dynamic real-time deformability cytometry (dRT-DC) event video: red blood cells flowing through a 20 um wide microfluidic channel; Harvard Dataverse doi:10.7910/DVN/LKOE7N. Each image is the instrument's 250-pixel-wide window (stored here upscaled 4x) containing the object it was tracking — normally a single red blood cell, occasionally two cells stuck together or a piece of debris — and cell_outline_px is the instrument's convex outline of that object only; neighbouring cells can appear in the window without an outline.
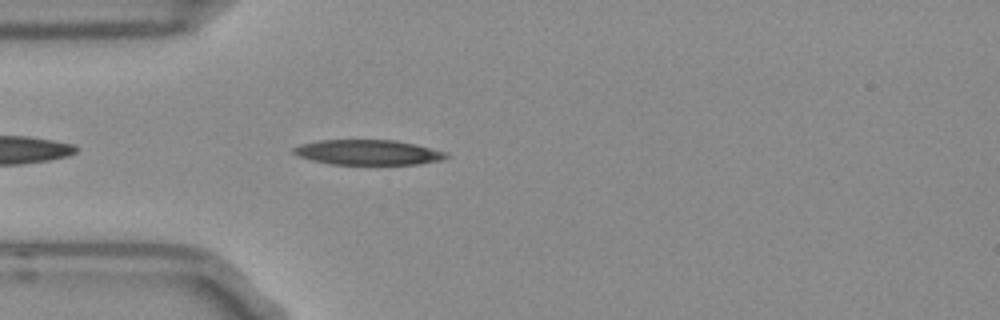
{"species": "Egyptian fruit bat (a non-hibernating species)", "species_latin": "Rousettus aegyptiacus", "temperature_condition": "room temperature", "stored_images_in_passage": 16, "camera_frame_rate_fps": 3000, "um_per_image_px": 0.085, "frame": {"image": 1, "passage_image": 3, "time_ms": 0.667, "image_size_px": [1000, 320], "cell_outline_px": [[452, 156], [444, 160], [416, 164], [328, 164], [312, 160], [300, 156], [292, 152], [292, 148], [300, 144], [320, 140], [396, 140], [416, 144], [448, 152]], "centroid_in_image_um": [31.34, 12.95], "position_along_channel_um": 53.7, "area_um2": 22.48}}
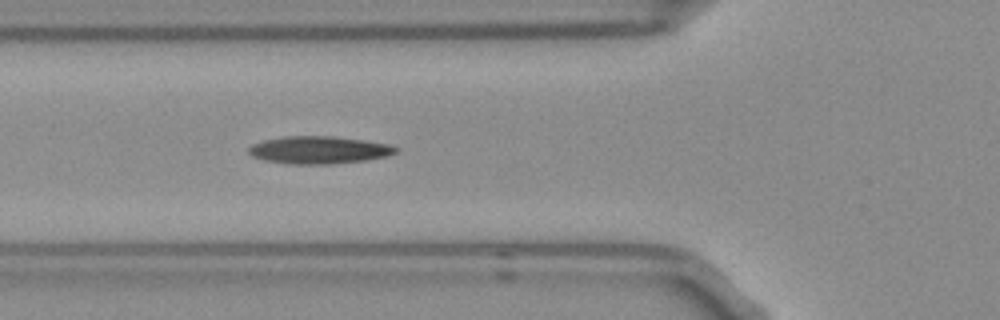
{"frame": {"image": 2, "passage_image": 7, "time_ms": 2.0, "image_size_px": [1000, 320], "cell_outline_px": [[400, 148], [396, 152], [388, 156], [364, 160], [332, 164], [288, 164], [264, 160], [252, 156], [248, 152], [248, 148], [252, 144], [264, 140], [284, 136], [332, 136], [364, 140], [388, 144]], "centroid_in_image_um": [27.1, 12.75], "position_along_channel_um": 98.7, "area_um2": 23.64}}